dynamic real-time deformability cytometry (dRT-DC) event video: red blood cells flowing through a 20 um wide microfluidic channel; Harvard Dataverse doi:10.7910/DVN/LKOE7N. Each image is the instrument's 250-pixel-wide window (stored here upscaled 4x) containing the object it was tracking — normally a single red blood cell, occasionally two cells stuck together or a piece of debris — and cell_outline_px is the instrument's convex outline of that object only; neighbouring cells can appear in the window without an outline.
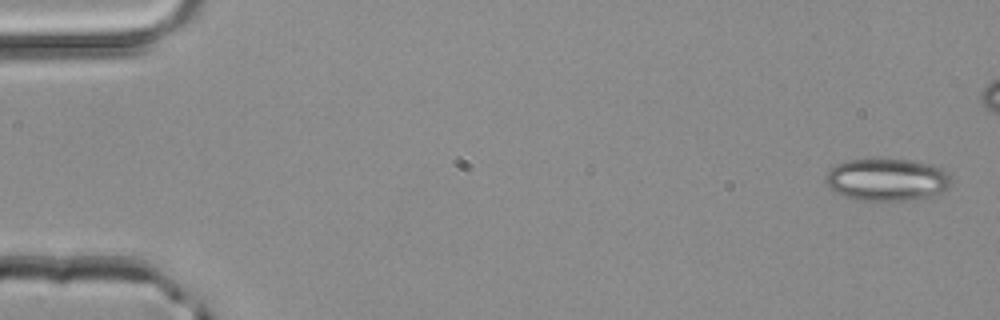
{"species": "common noctule bat (a hibernating species)", "species_latin": "Nyctalus noctula", "temperature_condition": "room temperature", "stored_images_in_passage": 3, "camera_frame_rate_fps": 3000, "um_per_image_px": 0.085, "animal": {"sex": "male", "body_mass_g": 20.4}, "frame": {"image": 1, "passage_image": 1, "time_ms": 0.0, "image_size_px": [1000, 320], "cell_outline_px": [[952, 184], [948, 188], [936, 196], [908, 200], [856, 200], [844, 196], [836, 192], [824, 180], [824, 176], [836, 164], [848, 160], [908, 160], [928, 164], [940, 168], [952, 180]], "centroid_in_image_um": [75.4, 15.29], "position_along_channel_um": 9.6, "area_um2": 30.69}}